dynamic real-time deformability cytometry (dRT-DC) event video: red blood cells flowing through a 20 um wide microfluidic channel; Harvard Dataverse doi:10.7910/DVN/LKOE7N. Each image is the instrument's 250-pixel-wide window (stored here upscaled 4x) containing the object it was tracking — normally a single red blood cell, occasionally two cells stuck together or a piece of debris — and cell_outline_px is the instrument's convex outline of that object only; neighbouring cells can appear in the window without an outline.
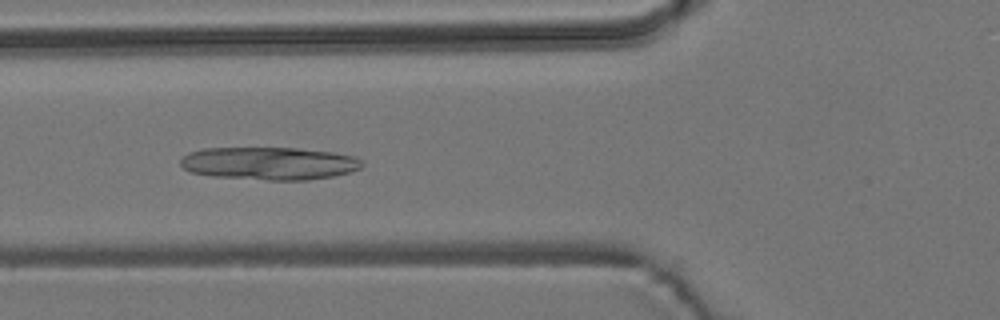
{"species": "common noctule bat (a hibernating species)", "species_latin": "Nyctalus noctula", "temperature_condition": "room temperature", "stored_images_in_passage": 47, "camera_frame_rate_fps": 3000, "um_per_image_px": 0.085, "animal": {"sex": "male", "body_mass_g": 19.2, "forearm_length_mm": 51.8}, "frame": {"image": 1, "passage_image": 13, "time_ms": 4.0, "image_size_px": [1000, 320], "cell_outline_px": [[364, 164], [360, 168], [348, 172], [332, 176], [308, 180], [268, 180], [212, 176], [192, 172], [184, 168], [180, 164], [180, 160], [188, 152], [204, 148], [296, 148], [332, 152], [356, 156]], "centroid_in_image_um": [22.88, 13.88], "position_along_channel_um": 102.9, "area_um2": 34.62}}
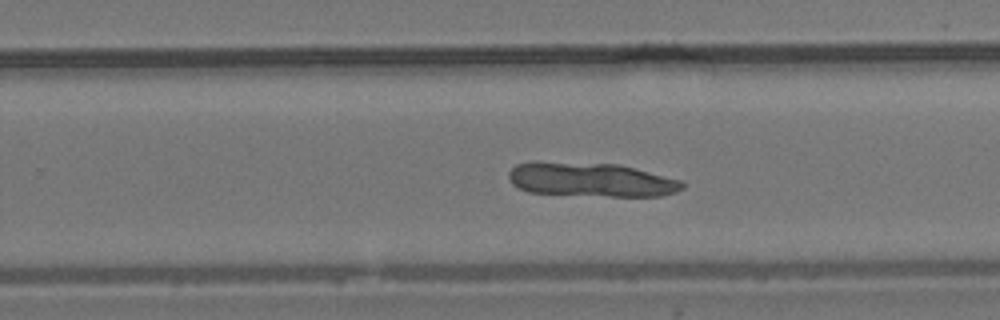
{"frame": {"image": 2, "passage_image": 27, "time_ms": 8.667, "image_size_px": [1000, 320], "cell_outline_px": [[684, 188], [676, 192], [660, 196], [612, 196], [528, 192], [516, 188], [512, 184], [508, 176], [508, 172], [516, 164], [616, 164], [684, 180]], "centroid_in_image_um": [50.32, 15.31], "position_along_channel_um": 279.5, "area_um2": 33.47}}
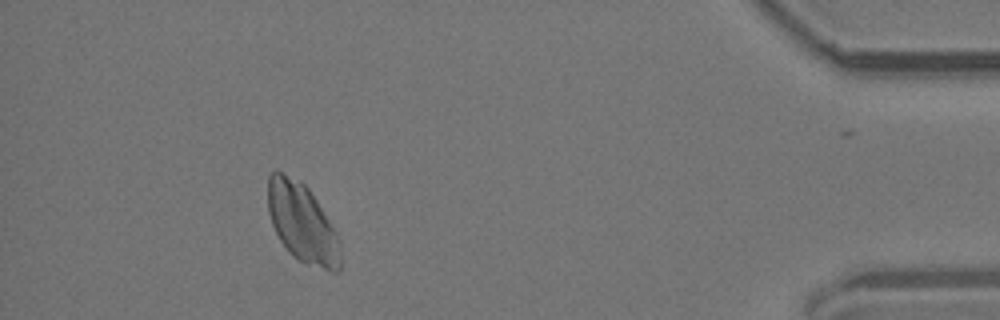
{"frame": {"image": 3, "passage_image": 42, "time_ms": 13.667, "image_size_px": [1000, 320], "cell_outline_px": [[340, 272], [332, 272], [296, 260], [288, 252], [280, 240], [272, 224], [268, 212], [268, 176], [272, 172], [280, 172], [300, 180], [308, 188], [316, 200], [328, 220], [332, 228], [340, 252]], "centroid_in_image_um": [25.64, 18.97], "position_along_channel_um": 409.6, "area_um2": 32.83}}